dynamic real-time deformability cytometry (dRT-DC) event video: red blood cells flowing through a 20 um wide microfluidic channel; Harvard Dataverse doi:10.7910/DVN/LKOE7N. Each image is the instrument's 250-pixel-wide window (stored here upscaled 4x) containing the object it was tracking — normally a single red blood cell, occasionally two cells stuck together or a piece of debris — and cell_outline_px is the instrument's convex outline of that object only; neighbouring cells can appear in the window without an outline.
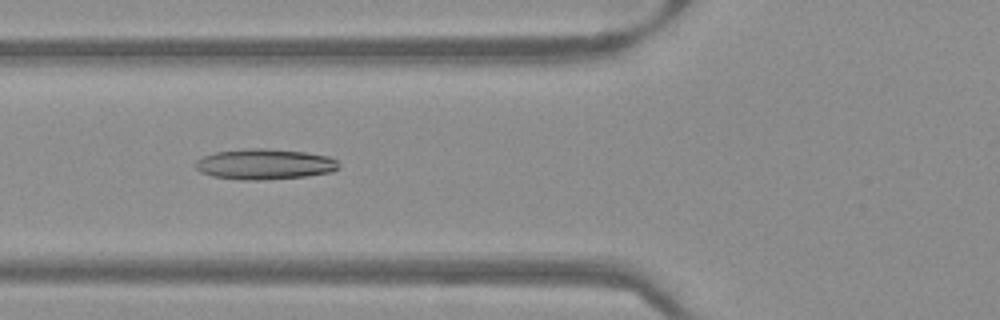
{"species": "Egyptian fruit bat (a non-hibernating species)", "species_latin": "Rousettus aegyptiacus", "temperature_condition": "warm", "stored_images_in_passage": 38, "camera_frame_rate_fps": 3000, "um_per_image_px": 0.085, "frame": {"image": 1, "passage_image": 7, "time_ms": 2.0, "image_size_px": [1000, 320], "cell_outline_px": [[340, 168], [332, 172], [304, 176], [260, 180], [240, 180], [212, 176], [200, 172], [192, 164], [196, 160], [204, 156], [216, 152], [248, 148], [264, 148], [304, 152], [328, 156], [336, 160], [340, 164]], "centroid_in_image_um": [22.47, 13.96], "position_along_channel_um": 103.3, "area_um2": 25.61}}
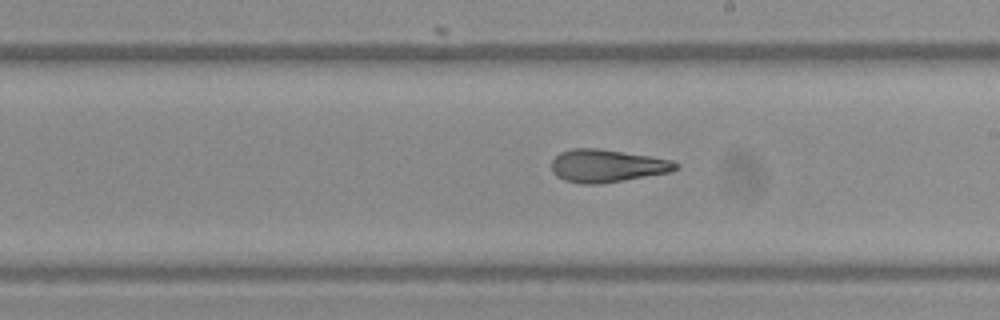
{"frame": {"image": 2, "passage_image": 17, "time_ms": 5.333, "image_size_px": [1000, 320], "cell_outline_px": [[680, 168], [672, 172], [600, 184], [580, 184], [564, 180], [556, 176], [552, 172], [552, 160], [560, 152], [572, 148], [600, 148], [652, 156], [672, 160], [680, 164]], "centroid_in_image_um": [51.63, 14.09], "position_along_channel_um": 237.4, "area_um2": 24.1}}
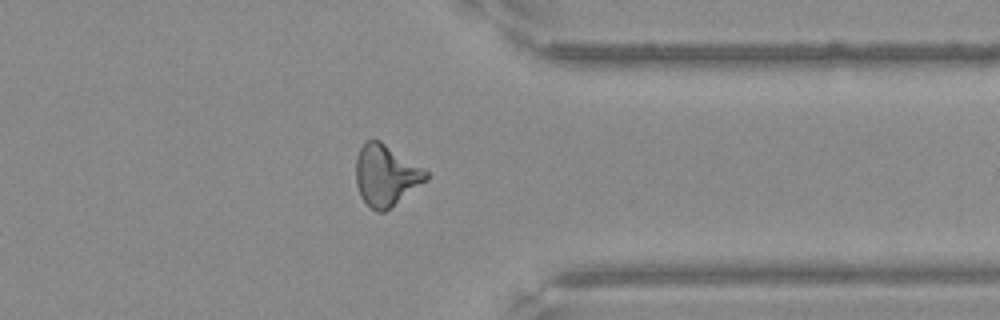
{"frame": {"image": 3, "passage_image": 28, "time_ms": 9.0, "image_size_px": [1000, 320], "cell_outline_px": [[428, 180], [384, 212], [376, 212], [360, 196], [356, 184], [356, 156], [360, 148], [368, 140], [380, 140], [428, 172]], "centroid_in_image_um": [32.79, 14.91], "position_along_channel_um": 378.6, "area_um2": 24.68}}